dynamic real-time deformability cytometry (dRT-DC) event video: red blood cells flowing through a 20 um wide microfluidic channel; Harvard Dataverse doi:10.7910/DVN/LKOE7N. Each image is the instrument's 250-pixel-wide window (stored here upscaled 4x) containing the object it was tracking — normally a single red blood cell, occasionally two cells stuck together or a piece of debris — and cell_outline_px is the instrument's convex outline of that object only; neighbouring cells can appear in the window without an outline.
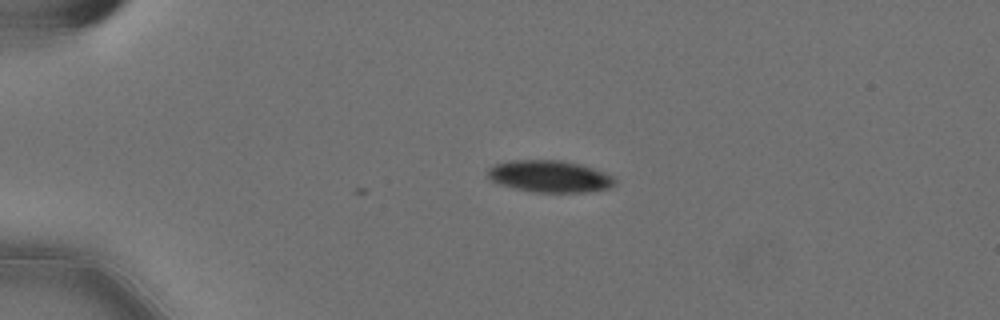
{"species": "Egyptian fruit bat (a non-hibernating species)", "species_latin": "Rousettus aegyptiacus", "temperature_condition": "cold", "stored_images_in_passage": 5, "camera_frame_rate_fps": 3000, "um_per_image_px": 0.085, "animal": {"sex": "female"}, "frame": {"image": 1, "passage_image": 1, "time_ms": 0.0, "image_size_px": [1000, 320], "cell_outline_px": [[616, 180], [608, 188], [588, 192], [536, 192], [496, 184], [484, 176], [488, 168], [496, 164], [508, 160], [564, 160], [580, 164], [604, 172], [612, 176]], "centroid_in_image_um": [46.64, 14.98], "position_along_channel_um": 38.4, "area_um2": 23.76}}